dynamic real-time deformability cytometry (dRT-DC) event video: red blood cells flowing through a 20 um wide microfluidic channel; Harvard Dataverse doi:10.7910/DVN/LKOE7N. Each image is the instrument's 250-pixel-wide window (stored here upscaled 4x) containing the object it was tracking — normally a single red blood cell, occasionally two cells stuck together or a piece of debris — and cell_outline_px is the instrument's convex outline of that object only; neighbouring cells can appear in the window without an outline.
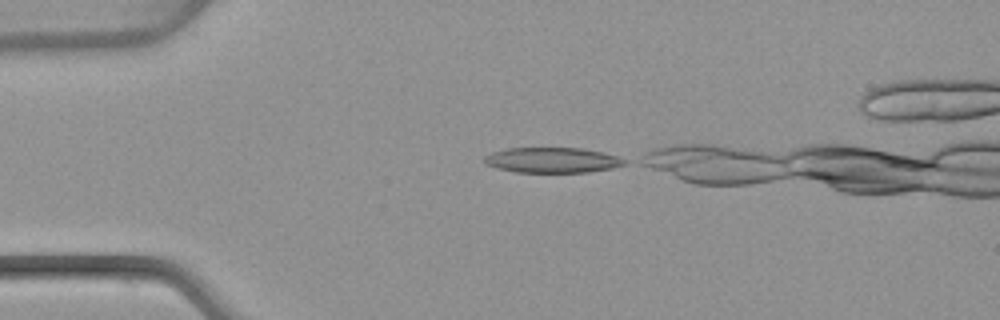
{"species": "common noctule bat (a hibernating species)", "species_latin": "Nyctalus noctula", "temperature_condition": "warm", "stored_images_in_passage": 5, "camera_frame_rate_fps": 3000, "um_per_image_px": 0.085, "animal": {"sex": "female", "body_mass_g": 22.7, "forearm_length_mm": 54.2}, "frame": {"image": 1, "passage_image": 1, "time_ms": 0.0, "image_size_px": [1000, 320], "cell_outline_px": [[628, 164], [612, 168], [588, 172], [516, 172], [496, 168], [484, 164], [484, 156], [492, 152], [508, 148], [584, 148], [616, 156], [628, 160]], "centroid_in_image_um": [46.94, 13.61], "position_along_channel_um": 38.1, "area_um2": 20.75}}